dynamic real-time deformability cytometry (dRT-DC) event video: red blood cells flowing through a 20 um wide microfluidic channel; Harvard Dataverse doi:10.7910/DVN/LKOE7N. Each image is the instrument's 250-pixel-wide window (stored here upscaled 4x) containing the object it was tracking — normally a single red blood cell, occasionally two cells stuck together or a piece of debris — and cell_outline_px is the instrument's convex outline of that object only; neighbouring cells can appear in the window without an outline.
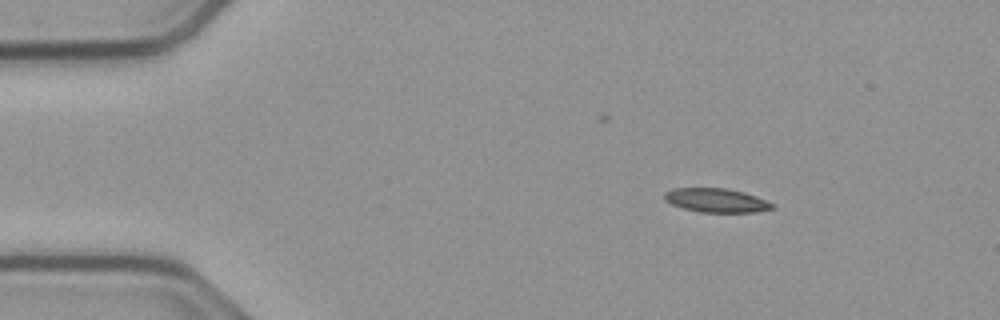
{"species": "common noctule bat (a hibernating species)", "species_latin": "Nyctalus noctula", "temperature_condition": "cold", "stored_images_in_passage": 47, "camera_frame_rate_fps": 3000, "um_per_image_px": 0.085, "animal": {"sex": "male", "body_mass_g": 23.1, "forearm_length_mm": 52.7}, "frame": {"image": 1, "passage_image": 1, "time_ms": 0.0, "image_size_px": [1000, 320], "cell_outline_px": [[776, 208], [756, 212], [700, 212], [684, 208], [672, 204], [664, 200], [664, 192], [672, 188], [724, 188], [744, 192], [756, 196], [776, 204]], "centroid_in_image_um": [60.91, 17.03], "position_along_channel_um": 24.1, "area_um2": 15.14}}
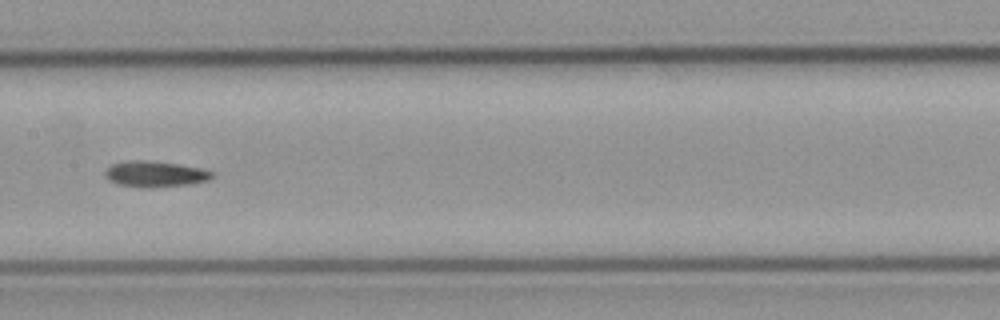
{"frame": {"image": 2, "passage_image": 20, "time_ms": 6.333, "image_size_px": [1000, 320], "cell_outline_px": [[212, 176], [208, 180], [188, 184], [152, 188], [148, 188], [116, 184], [108, 180], [104, 176], [104, 172], [112, 164], [128, 160], [148, 160], [180, 164], [200, 168], [212, 172]], "centroid_in_image_um": [13.13, 14.79], "position_along_channel_um": 194.3, "area_um2": 16.18}}
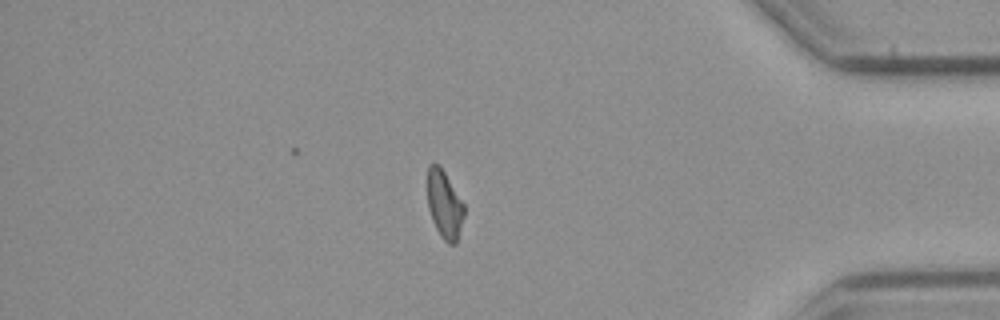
{"frame": {"image": 3, "passage_image": 39, "time_ms": 12.667, "image_size_px": [1000, 320], "cell_outline_px": [[464, 216], [456, 244], [448, 244], [440, 236], [432, 220], [428, 208], [428, 164], [440, 164], [464, 204]], "centroid_in_image_um": [37.78, 17.39], "position_along_channel_um": 397.4, "area_um2": 14.51}}